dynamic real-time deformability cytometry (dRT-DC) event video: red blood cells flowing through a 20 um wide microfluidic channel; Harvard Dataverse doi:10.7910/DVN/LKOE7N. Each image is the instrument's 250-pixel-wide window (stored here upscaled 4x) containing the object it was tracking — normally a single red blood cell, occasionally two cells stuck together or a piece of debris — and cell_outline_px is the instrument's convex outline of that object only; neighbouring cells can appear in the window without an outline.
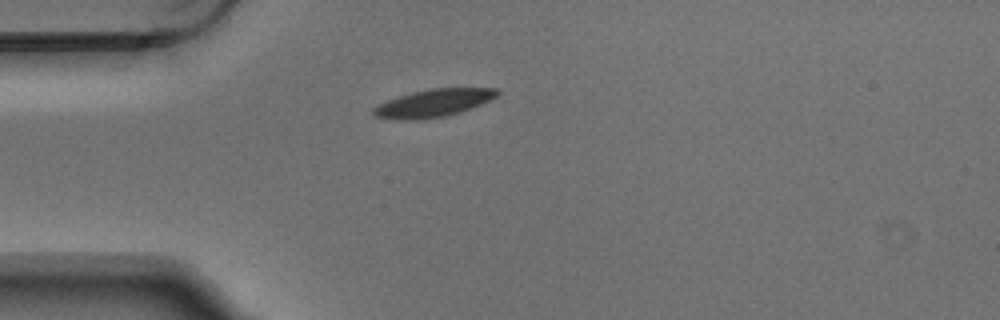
{"species": "Egyptian fruit bat (a non-hibernating species)", "species_latin": "Rousettus aegyptiacus", "temperature_condition": "warm", "stored_images_in_passage": 2, "camera_frame_rate_fps": 3000, "um_per_image_px": 0.085, "animal": {"sex": "male"}, "frame": {"image": 1, "passage_image": 1, "time_ms": 0.0, "image_size_px": [1000, 320], "cell_outline_px": [[500, 92], [496, 96], [480, 104], [460, 112], [444, 116], [420, 120], [408, 120], [372, 116], [372, 108], [388, 100], [412, 92], [428, 88], [500, 88]], "centroid_in_image_um": [36.84, 8.75], "position_along_channel_um": 48.2, "area_um2": 19.77}}